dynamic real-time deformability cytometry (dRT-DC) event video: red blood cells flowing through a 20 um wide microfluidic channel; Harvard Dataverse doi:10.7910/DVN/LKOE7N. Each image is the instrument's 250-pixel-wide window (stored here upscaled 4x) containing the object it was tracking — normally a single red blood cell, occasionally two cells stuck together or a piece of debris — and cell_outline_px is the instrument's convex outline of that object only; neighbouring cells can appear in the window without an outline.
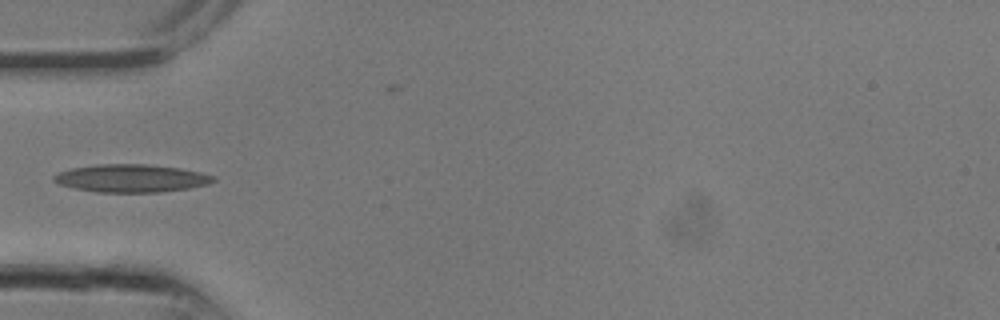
{"species": "common noctule bat (a hibernating species)", "species_latin": "Nyctalus noctula", "temperature_condition": "room temperature", "stored_images_in_passage": 12, "camera_frame_rate_fps": 3000, "um_per_image_px": 0.085, "animal": {"sex": "male", "body_mass_g": 13.3}, "frame": {"image": 1, "passage_image": 10, "time_ms": 3.0, "image_size_px": [1000, 320], "cell_outline_px": [[216, 180], [208, 184], [188, 188], [160, 192], [96, 192], [76, 188], [60, 184], [52, 180], [52, 176], [56, 172], [72, 168], [100, 164], [144, 164], [180, 168], [200, 172], [216, 176]], "centroid_in_image_um": [11.15, 15.15], "position_along_channel_um": 73.9, "area_um2": 25.84}}